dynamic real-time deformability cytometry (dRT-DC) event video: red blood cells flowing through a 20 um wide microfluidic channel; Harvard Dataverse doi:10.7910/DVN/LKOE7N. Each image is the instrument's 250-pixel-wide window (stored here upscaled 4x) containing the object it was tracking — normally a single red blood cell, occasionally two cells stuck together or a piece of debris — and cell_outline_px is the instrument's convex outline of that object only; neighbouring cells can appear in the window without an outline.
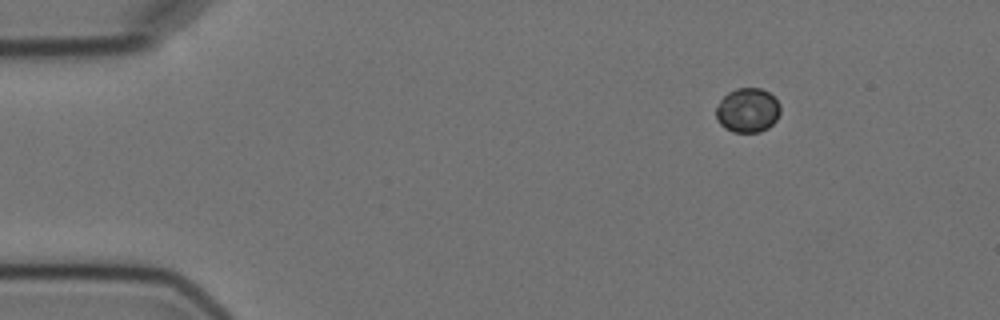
{"species": "Egyptian fruit bat (a non-hibernating species)", "species_latin": "Rousettus aegyptiacus", "temperature_condition": "cold", "stored_images_in_passage": 4, "camera_frame_rate_fps": 3000, "um_per_image_px": 0.085, "animal": {"sex": "female"}, "frame": {"image": 1, "passage_image": 1, "time_ms": 0.0, "image_size_px": [1000, 320], "cell_outline_px": [[780, 112], [776, 120], [768, 128], [760, 132], [732, 132], [724, 128], [716, 120], [716, 108], [720, 100], [728, 92], [736, 88], [760, 88], [768, 92], [780, 104]], "centroid_in_image_um": [63.53, 9.38], "position_along_channel_um": 21.5, "area_um2": 16.7}}
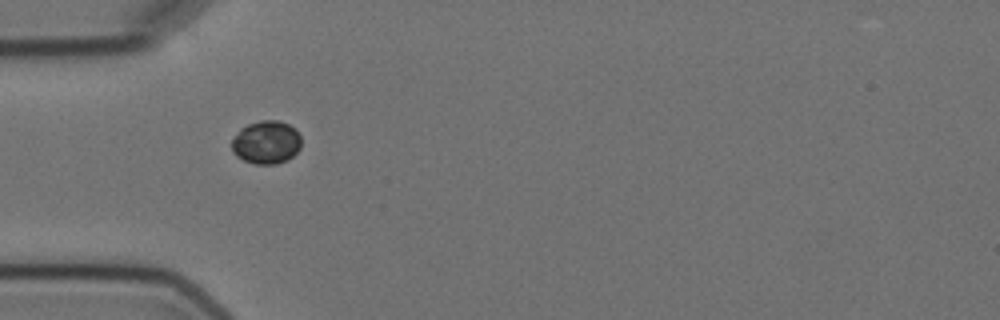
{"frame": {"image": 2, "passage_image": 3, "time_ms": 3.333, "image_size_px": [1000, 320], "cell_outline_px": [[300, 148], [288, 160], [276, 164], [256, 164], [244, 160], [236, 156], [232, 152], [232, 140], [240, 128], [248, 124], [260, 120], [276, 120], [288, 124], [296, 128], [300, 136]], "centroid_in_image_um": [22.63, 12.09], "position_along_channel_um": 62.4, "area_um2": 17.57}}
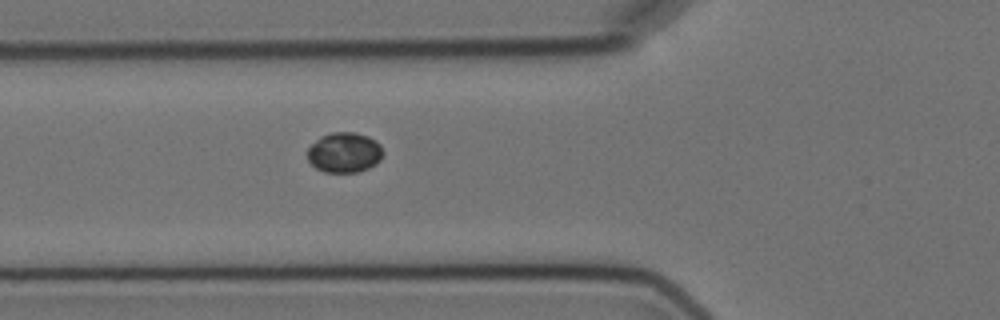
{"frame": {"image": 3, "passage_image": 4, "time_ms": 4.333, "image_size_px": [1000, 320], "cell_outline_px": [[384, 152], [380, 160], [376, 164], [368, 168], [356, 172], [324, 172], [316, 168], [308, 160], [308, 148], [320, 136], [332, 132], [356, 132], [368, 136], [376, 140], [380, 144]], "centroid_in_image_um": [29.29, 12.95], "position_along_channel_um": 96.5, "area_um2": 17.8}}